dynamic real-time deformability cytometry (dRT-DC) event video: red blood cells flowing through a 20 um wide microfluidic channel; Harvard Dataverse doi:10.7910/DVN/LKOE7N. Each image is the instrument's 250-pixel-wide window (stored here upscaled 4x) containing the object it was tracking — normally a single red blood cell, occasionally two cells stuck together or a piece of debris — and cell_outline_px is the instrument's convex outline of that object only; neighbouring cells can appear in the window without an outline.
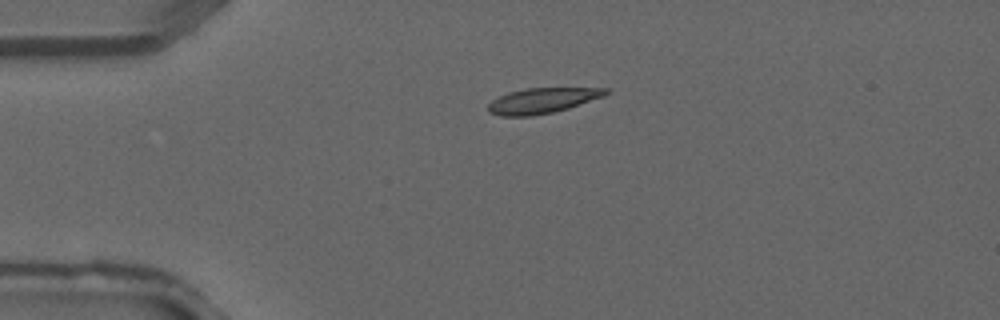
{"species": "common noctule bat (a hibernating species)", "species_latin": "Nyctalus noctula", "temperature_condition": "warm", "stored_images_in_passage": 2, "camera_frame_rate_fps": 3000, "um_per_image_px": 0.085, "animal": {"sex": "male", "forearm_length_mm": 52.5}, "frame": {"image": 1, "passage_image": 1, "time_ms": 0.0, "image_size_px": [1000, 320], "cell_outline_px": [[608, 92], [604, 96], [568, 108], [552, 112], [532, 116], [500, 116], [488, 112], [488, 104], [492, 100], [508, 92], [528, 88], [608, 88]], "centroid_in_image_um": [46.07, 8.55], "position_along_channel_um": 38.9, "area_um2": 17.22}}
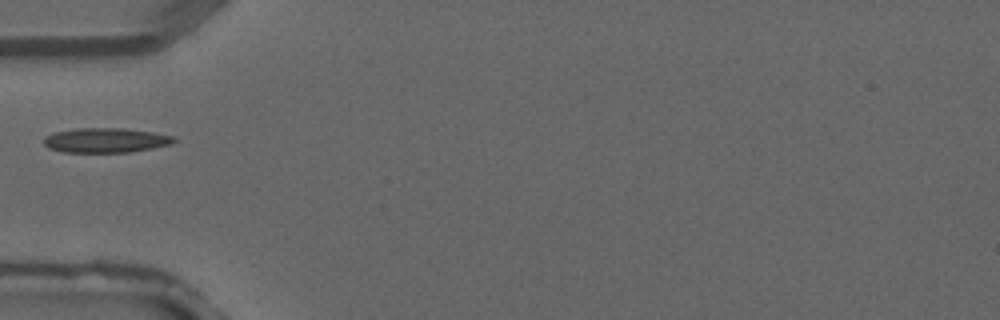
{"frame": {"image": 2, "passage_image": 2, "time_ms": 0.333, "image_size_px": [1000, 320], "cell_outline_px": [[176, 140], [172, 144], [152, 148], [128, 152], [64, 152], [48, 148], [44, 144], [44, 136], [56, 132], [76, 128], [124, 128], [152, 132], [176, 136]], "centroid_in_image_um": [9.0, 11.92], "position_along_channel_um": 76.0, "area_um2": 18.73}}